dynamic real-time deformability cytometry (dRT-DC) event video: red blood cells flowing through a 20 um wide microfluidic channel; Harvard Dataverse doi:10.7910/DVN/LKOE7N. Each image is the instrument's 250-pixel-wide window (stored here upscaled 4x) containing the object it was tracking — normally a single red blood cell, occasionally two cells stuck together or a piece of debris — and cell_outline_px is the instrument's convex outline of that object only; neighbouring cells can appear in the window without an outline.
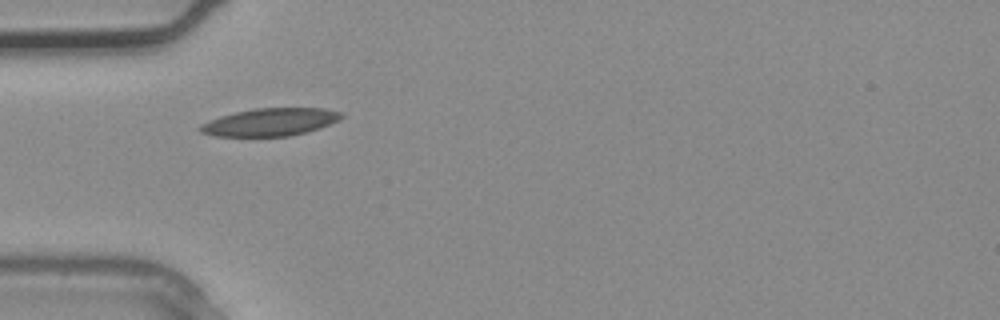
{"species": "common noctule bat (a hibernating species)", "species_latin": "Nyctalus noctula", "temperature_condition": "warm", "stored_images_in_passage": 3, "camera_frame_rate_fps": 3000, "um_per_image_px": 0.085, "animal": {"sex": "male", "body_mass_g": 20.4}, "frame": {"image": 1, "passage_image": 3, "time_ms": 0.667, "image_size_px": [1000, 320], "cell_outline_px": [[344, 116], [332, 124], [308, 132], [288, 136], [212, 136], [200, 132], [196, 128], [200, 124], [208, 120], [220, 116], [252, 108], [324, 108], [344, 112]], "centroid_in_image_um": [22.97, 10.37], "position_along_channel_um": 62.0, "area_um2": 23.12}}